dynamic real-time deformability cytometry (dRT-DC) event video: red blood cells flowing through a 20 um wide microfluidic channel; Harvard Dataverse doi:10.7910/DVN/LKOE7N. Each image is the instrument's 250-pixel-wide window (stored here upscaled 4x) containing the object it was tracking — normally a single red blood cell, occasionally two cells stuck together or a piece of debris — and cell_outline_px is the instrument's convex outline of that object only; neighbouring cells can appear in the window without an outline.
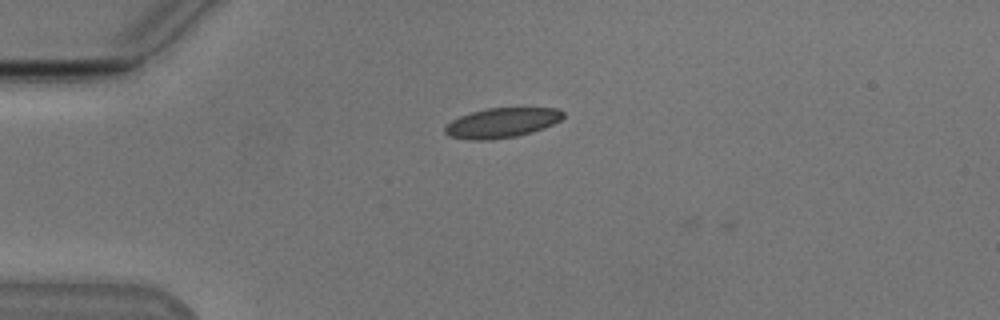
{"species": "Egyptian fruit bat (a non-hibernating species)", "species_latin": "Rousettus aegyptiacus", "temperature_condition": "cold", "stored_images_in_passage": 2, "camera_frame_rate_fps": 3000, "um_per_image_px": 0.085, "animal": {"sex": "male"}, "frame": {"image": 1, "passage_image": 1, "time_ms": 0.0, "image_size_px": [1000, 320], "cell_outline_px": [[564, 116], [560, 120], [544, 128], [532, 132], [516, 136], [488, 140], [472, 140], [448, 136], [444, 132], [444, 128], [452, 120], [460, 116], [472, 112], [488, 108], [556, 108], [564, 112]], "centroid_in_image_um": [42.65, 10.44], "position_along_channel_um": 42.4, "area_um2": 20.4}}